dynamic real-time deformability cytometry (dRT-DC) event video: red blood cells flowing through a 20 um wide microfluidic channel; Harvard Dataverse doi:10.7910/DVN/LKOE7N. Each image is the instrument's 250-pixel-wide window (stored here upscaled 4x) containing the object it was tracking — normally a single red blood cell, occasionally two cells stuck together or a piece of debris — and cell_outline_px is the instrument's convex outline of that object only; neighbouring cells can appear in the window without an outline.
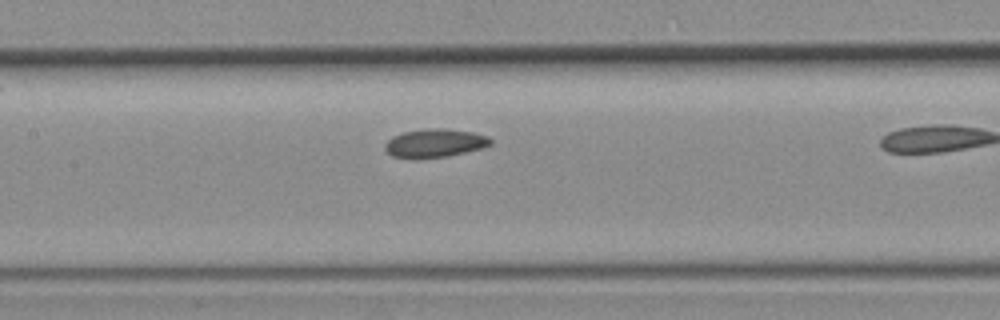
{"species": "common noctule bat (a hibernating species)", "species_latin": "Nyctalus noctula", "temperature_condition": "room temperature", "stored_images_in_passage": 15, "camera_frame_rate_fps": 3000, "um_per_image_px": 0.085, "animal": {"sex": "female", "body_mass_g": 19.3, "forearm_length_mm": 54.1}, "frame": {"image": 1, "passage_image": 11, "time_ms": 3.333, "image_size_px": [1000, 320], "cell_outline_px": [[492, 144], [480, 148], [464, 152], [444, 156], [392, 156], [384, 148], [384, 144], [392, 136], [404, 132], [428, 128], [444, 128], [472, 132], [488, 136], [492, 140]], "centroid_in_image_um": [36.98, 12.12], "position_along_channel_um": 170.4, "area_um2": 16.82}}
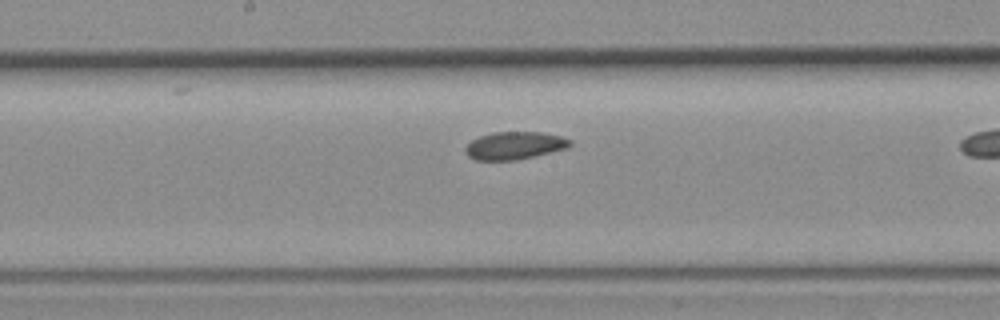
{"frame": {"image": 2, "passage_image": 13, "time_ms": 4.0, "image_size_px": [1000, 320], "cell_outline_px": [[572, 144], [568, 148], [516, 160], [476, 160], [468, 156], [464, 148], [472, 140], [480, 136], [492, 132], [540, 132], [560, 136], [572, 140]], "centroid_in_image_um": [43.74, 12.37], "position_along_channel_um": 204.5, "area_um2": 16.82}}